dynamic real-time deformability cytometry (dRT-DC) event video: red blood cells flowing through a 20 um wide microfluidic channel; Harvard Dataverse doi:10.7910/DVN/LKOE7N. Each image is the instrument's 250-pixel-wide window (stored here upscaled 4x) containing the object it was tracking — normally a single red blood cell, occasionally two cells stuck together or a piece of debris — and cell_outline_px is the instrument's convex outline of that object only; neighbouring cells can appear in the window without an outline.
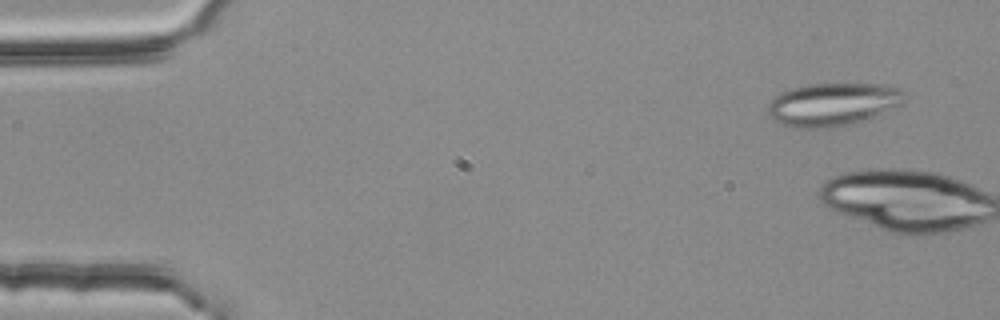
{"species": "common noctule bat (a hibernating species)", "species_latin": "Nyctalus noctula", "temperature_condition": "room temperature", "stored_images_in_passage": 5, "camera_frame_rate_fps": 3000, "um_per_image_px": 0.085, "animal": {"sex": "female", "body_mass_g": 25.1}, "frame": {"image": 1, "passage_image": 1, "time_ms": 0.0, "image_size_px": [1000, 320], "cell_outline_px": [[904, 100], [900, 104], [864, 120], [848, 124], [828, 128], [792, 128], [772, 120], [768, 112], [768, 104], [776, 96], [792, 88], [808, 84], [888, 84], [900, 88], [904, 92]], "centroid_in_image_um": [70.77, 8.87], "position_along_channel_um": 14.2, "area_um2": 33.99}}